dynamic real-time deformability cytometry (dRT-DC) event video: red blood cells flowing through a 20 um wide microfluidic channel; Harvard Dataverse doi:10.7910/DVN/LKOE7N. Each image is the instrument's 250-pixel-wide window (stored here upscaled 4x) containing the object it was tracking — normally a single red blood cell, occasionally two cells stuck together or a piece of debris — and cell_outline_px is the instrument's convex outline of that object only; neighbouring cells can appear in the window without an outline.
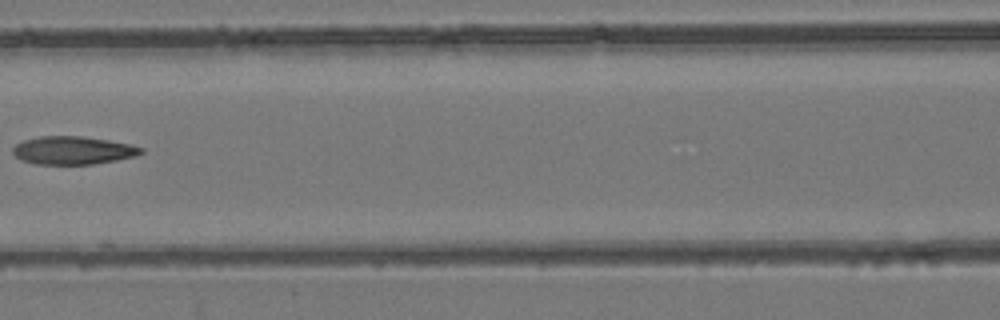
{"species": "common noctule bat (a hibernating species)", "species_latin": "Nyctalus noctula", "temperature_condition": "room temperature", "stored_images_in_passage": 5, "camera_frame_rate_fps": 3000, "um_per_image_px": 0.085, "animal": {"sex": "female", "body_mass_g": 24.6, "forearm_length_mm": 56.2}, "frame": {"image": 1, "passage_image": 4, "time_ms": 3.333, "image_size_px": [1000, 320], "cell_outline_px": [[144, 152], [136, 156], [116, 160], [92, 164], [36, 164], [20, 160], [12, 152], [12, 148], [16, 144], [24, 140], [40, 136], [80, 136], [108, 140], [132, 144], [144, 148]], "centroid_in_image_um": [6.21, 12.78], "position_along_channel_um": 160.4, "area_um2": 21.04}}
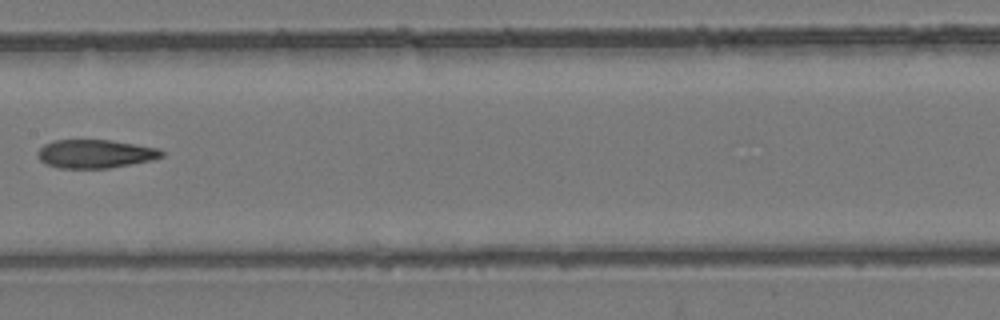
{"frame": {"image": 2, "passage_image": 5, "time_ms": 4.333, "image_size_px": [1000, 320], "cell_outline_px": [[164, 156], [152, 160], [108, 168], [60, 168], [48, 164], [40, 160], [36, 156], [36, 152], [44, 144], [56, 140], [112, 140], [160, 148], [164, 152]], "centroid_in_image_um": [8.11, 13.07], "position_along_channel_um": 199.3, "area_um2": 20.63}}